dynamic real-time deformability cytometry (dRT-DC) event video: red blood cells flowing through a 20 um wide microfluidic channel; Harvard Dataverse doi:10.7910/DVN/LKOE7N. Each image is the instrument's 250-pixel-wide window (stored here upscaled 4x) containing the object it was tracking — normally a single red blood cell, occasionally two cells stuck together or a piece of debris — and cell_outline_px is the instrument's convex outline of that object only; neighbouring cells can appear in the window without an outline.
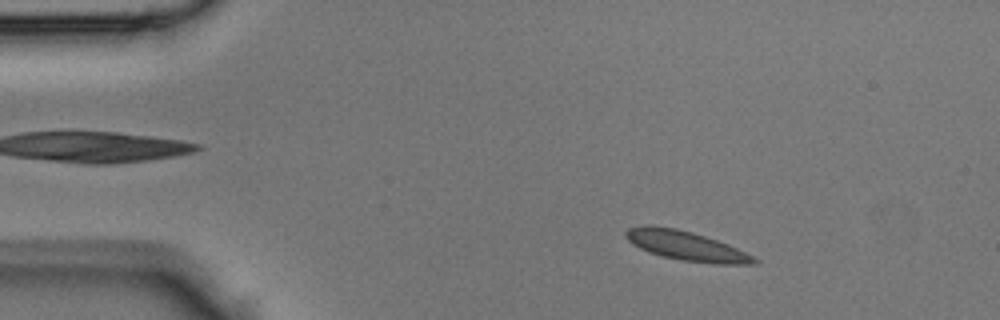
{"species": "Egyptian fruit bat (a non-hibernating species)", "species_latin": "Rousettus aegyptiacus", "temperature_condition": "room temperature", "stored_images_in_passage": 41, "camera_frame_rate_fps": 3000, "um_per_image_px": 0.085, "animal": {"sex": "male"}, "frame": {"image": 1, "passage_image": 5, "time_ms": 1.333, "image_size_px": [1000, 320], "cell_outline_px": [[760, 260], [756, 264], [716, 264], [680, 260], [648, 252], [632, 244], [624, 236], [624, 232], [628, 228], [648, 224], [676, 228], [692, 232], [728, 244]], "centroid_in_image_um": [58.28, 20.88], "position_along_channel_um": 26.7, "area_um2": 21.96}}
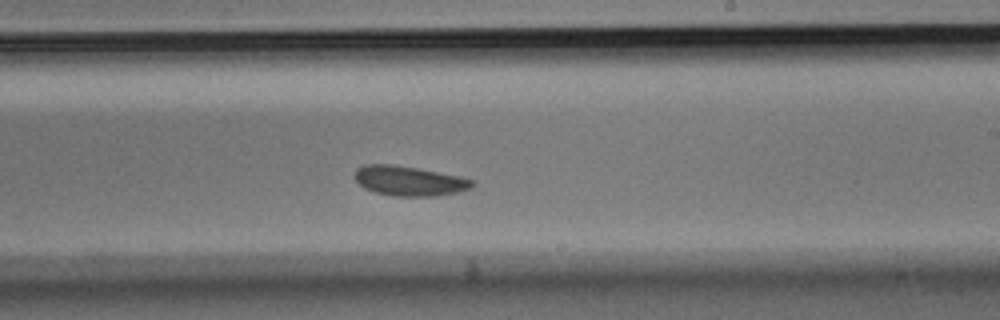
{"frame": {"image": 2, "passage_image": 24, "time_ms": 7.667, "image_size_px": [1000, 320], "cell_outline_px": [[476, 184], [472, 188], [460, 192], [436, 196], [392, 196], [376, 192], [364, 188], [352, 176], [356, 168], [364, 164], [392, 164], [416, 168], [460, 176], [476, 180]], "centroid_in_image_um": [34.8, 15.37], "position_along_channel_um": 254.2, "area_um2": 20.69}}
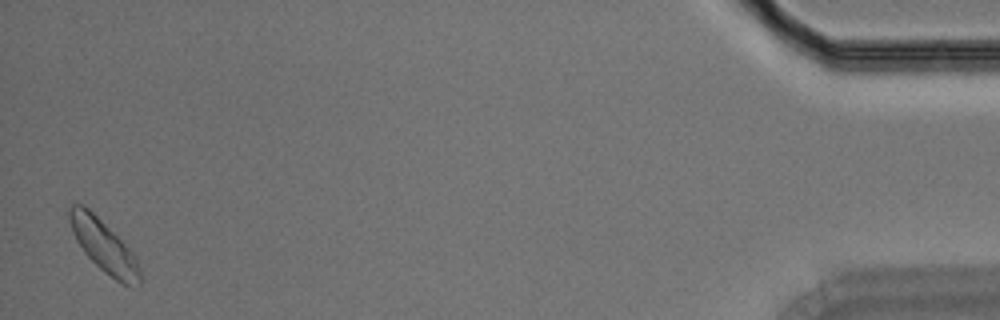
{"frame": {"image": 3, "passage_image": 41, "time_ms": 13.333, "image_size_px": [1000, 320], "cell_outline_px": [[144, 276], [140, 284], [120, 284], [104, 272], [84, 252], [76, 240], [68, 216], [68, 208], [72, 204], [84, 204], [132, 252]], "centroid_in_image_um": [8.83, 20.94], "position_along_channel_um": 426.4, "area_um2": 20.92}}